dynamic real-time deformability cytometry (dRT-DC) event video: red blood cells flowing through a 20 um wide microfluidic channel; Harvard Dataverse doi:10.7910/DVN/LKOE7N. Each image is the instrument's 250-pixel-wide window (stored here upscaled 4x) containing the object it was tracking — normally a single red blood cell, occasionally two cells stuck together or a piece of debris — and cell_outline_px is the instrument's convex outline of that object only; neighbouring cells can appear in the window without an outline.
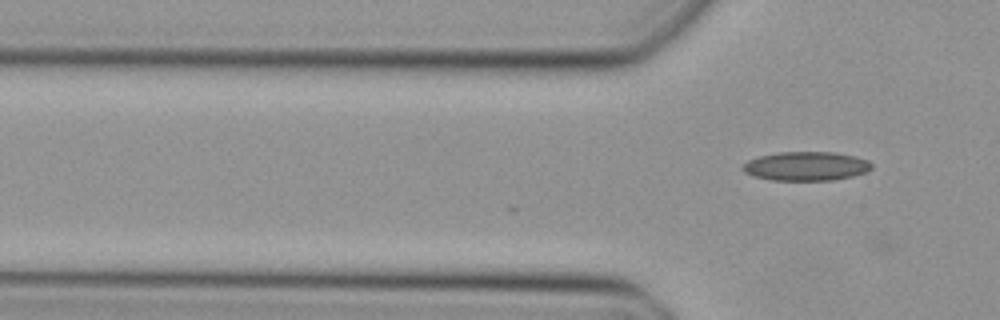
{"species": "Egyptian fruit bat (a non-hibernating species)", "species_latin": "Rousettus aegyptiacus", "temperature_condition": "cold", "stored_images_in_passage": 2, "camera_frame_rate_fps": 3000, "um_per_image_px": 0.085, "animal": {"sex": "female"}, "frame": {"image": 1, "passage_image": 2, "time_ms": 0.333, "image_size_px": [1000, 320], "cell_outline_px": [[872, 168], [868, 172], [852, 176], [832, 180], [772, 180], [756, 176], [744, 172], [740, 168], [748, 160], [760, 156], [776, 152], [836, 152], [868, 160], [872, 164]], "centroid_in_image_um": [68.53, 14.12], "position_along_channel_um": 57.3, "area_um2": 21.73}}